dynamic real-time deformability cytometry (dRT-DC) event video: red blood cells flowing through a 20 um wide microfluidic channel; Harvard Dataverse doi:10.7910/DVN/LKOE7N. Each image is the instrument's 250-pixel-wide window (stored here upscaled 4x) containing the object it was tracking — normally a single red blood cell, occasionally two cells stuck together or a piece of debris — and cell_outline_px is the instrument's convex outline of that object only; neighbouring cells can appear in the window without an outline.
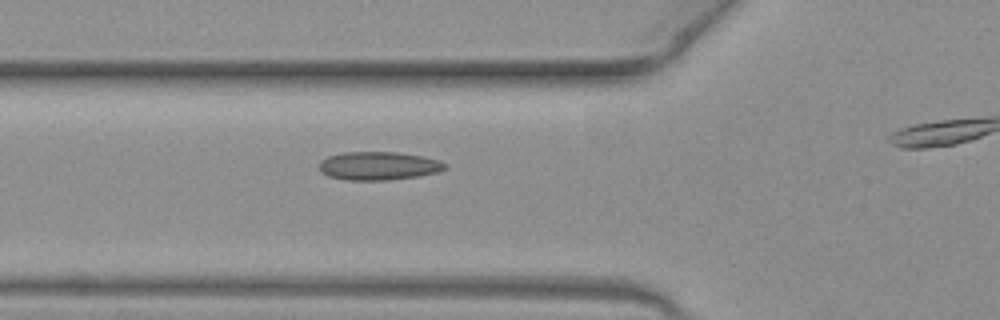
{"species": "common noctule bat (a hibernating species)", "species_latin": "Nyctalus noctula", "temperature_condition": "warm", "stored_images_in_passage": 33, "camera_frame_rate_fps": 3000, "um_per_image_px": 0.085, "animal": {"sex": "female", "body_mass_g": 19.3, "forearm_length_mm": 54.1}, "frame": {"image": 1, "passage_image": 19, "time_ms": 6.0, "image_size_px": [1000, 320], "cell_outline_px": [[448, 164], [440, 172], [420, 176], [388, 180], [344, 180], [328, 176], [320, 172], [320, 160], [328, 156], [344, 152], [396, 152], [424, 156], [440, 160]], "centroid_in_image_um": [32.19, 14.1], "position_along_channel_um": 93.6, "area_um2": 21.04}}